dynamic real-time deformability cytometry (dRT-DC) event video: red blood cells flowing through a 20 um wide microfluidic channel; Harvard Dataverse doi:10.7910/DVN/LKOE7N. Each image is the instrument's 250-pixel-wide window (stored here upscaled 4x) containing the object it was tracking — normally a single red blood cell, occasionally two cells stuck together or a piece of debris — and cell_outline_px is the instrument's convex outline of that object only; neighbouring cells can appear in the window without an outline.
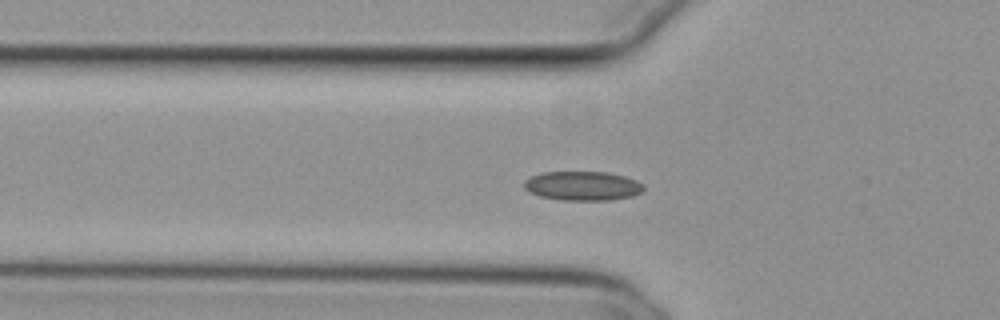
{"species": "common noctule bat (a hibernating species)", "species_latin": "Nyctalus noctula", "temperature_condition": "cold", "stored_images_in_passage": 55, "camera_frame_rate_fps": 3000, "um_per_image_px": 0.085, "animal": {"sex": "female", "body_mass_g": 29.2, "forearm_length_mm": 56.3}, "frame": {"image": 1, "passage_image": 18, "time_ms": 5.667, "image_size_px": [1000, 320], "cell_outline_px": [[644, 188], [640, 192], [632, 196], [608, 200], [560, 200], [540, 196], [528, 192], [524, 188], [524, 180], [532, 176], [544, 172], [608, 172], [624, 176], [636, 180], [644, 184]], "centroid_in_image_um": [49.51, 15.8], "position_along_channel_um": 76.3, "area_um2": 20.35}}
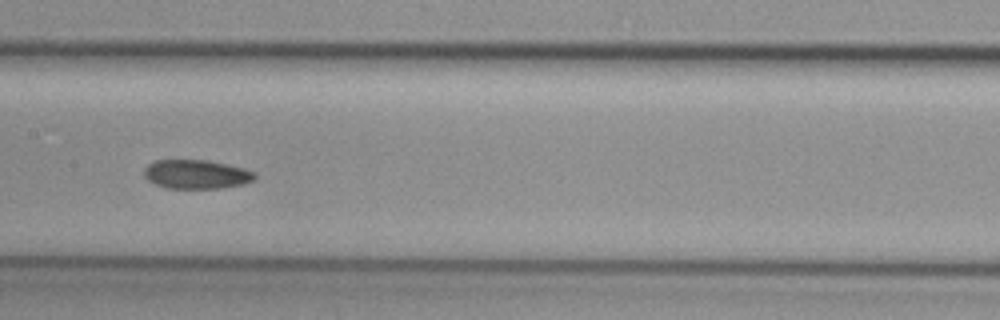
{"frame": {"image": 2, "passage_image": 27, "time_ms": 8.667, "image_size_px": [1000, 320], "cell_outline_px": [[256, 176], [252, 180], [244, 184], [220, 188], [164, 188], [148, 180], [144, 176], [144, 168], [152, 160], [208, 160], [228, 164], [244, 168], [256, 172]], "centroid_in_image_um": [16.68, 14.8], "position_along_channel_um": 190.7, "area_um2": 18.84}}
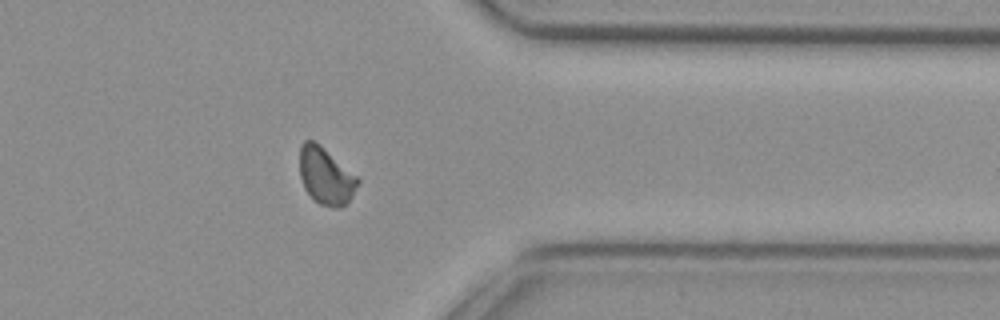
{"frame": {"image": 3, "passage_image": 43, "time_ms": 14.0, "image_size_px": [1000, 320], "cell_outline_px": [[360, 180], [348, 204], [340, 208], [332, 208], [320, 204], [312, 200], [304, 188], [300, 176], [300, 144], [304, 140], [312, 140], [320, 144], [356, 176]], "centroid_in_image_um": [27.67, 14.99], "position_along_channel_um": 383.7, "area_um2": 19.42}, "authors_computed_cell_mechanics": {"area_um2": 19.4208, "velocity_mm_per_s": 3.795, "shape_relaxation_time_tau1_ms": null, "shape_relaxation_time_tau2_ms": 3.3377, "deformation_change_tau1": null, "deformation_change_tau2": 0.0816}}